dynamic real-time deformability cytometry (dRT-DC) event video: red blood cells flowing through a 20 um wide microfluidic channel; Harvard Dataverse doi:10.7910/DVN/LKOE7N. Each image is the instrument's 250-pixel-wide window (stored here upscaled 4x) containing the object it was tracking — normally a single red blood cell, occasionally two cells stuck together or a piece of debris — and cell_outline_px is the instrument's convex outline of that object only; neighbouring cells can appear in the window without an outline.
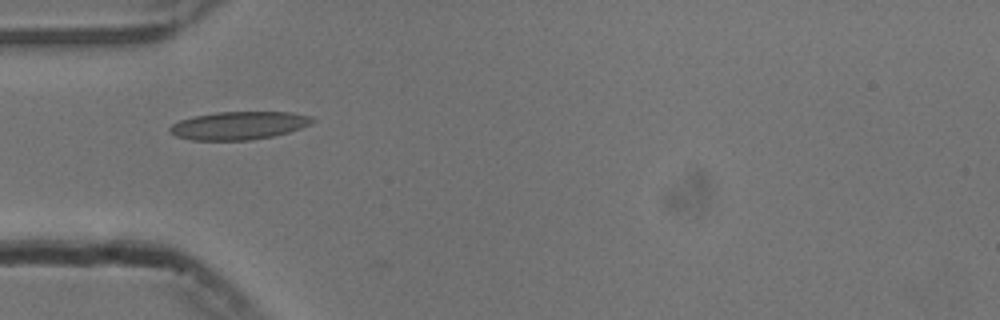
{"species": "common noctule bat (a hibernating species)", "species_latin": "Nyctalus noctula", "temperature_condition": "cold", "stored_images_in_passage": 36, "camera_frame_rate_fps": 3000, "um_per_image_px": 0.085, "animal": {"sex": "male", "body_mass_g": 13.3}, "frame": {"image": 1, "passage_image": 1, "time_ms": 0.0, "image_size_px": [1000, 320], "cell_outline_px": [[316, 120], [312, 124], [288, 132], [272, 136], [252, 140], [192, 140], [176, 136], [168, 132], [168, 128], [172, 124], [180, 120], [196, 116], [216, 112], [292, 112], [312, 116]], "centroid_in_image_um": [20.31, 10.67], "position_along_channel_um": 64.7, "area_um2": 23.35}}
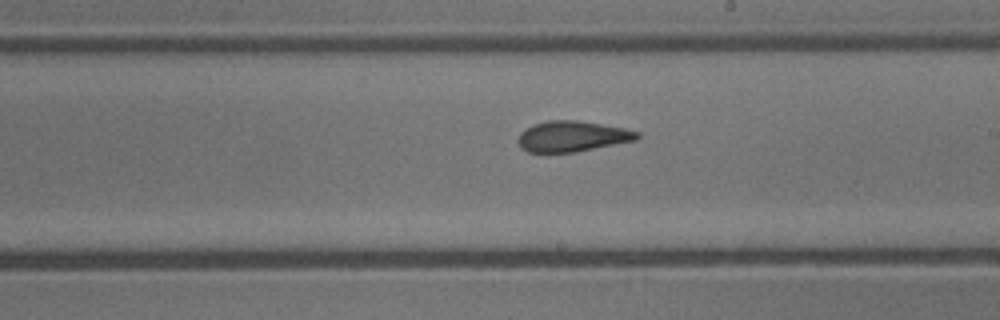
{"frame": {"image": 2, "passage_image": 15, "time_ms": 4.667, "image_size_px": [1000, 320], "cell_outline_px": [[640, 136], [636, 140], [576, 152], [528, 152], [520, 148], [520, 132], [524, 128], [532, 124], [548, 120], [580, 120], [624, 128], [640, 132]], "centroid_in_image_um": [48.65, 11.58], "position_along_channel_um": 240.4, "area_um2": 21.33}}
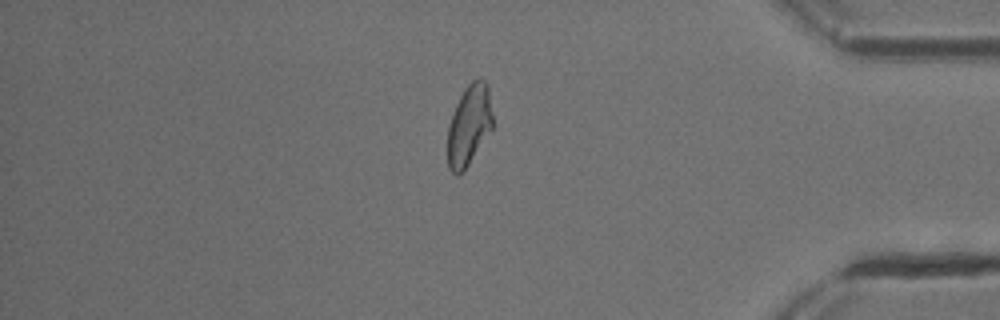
{"frame": {"image": 3, "passage_image": 30, "time_ms": 9.667, "image_size_px": [1000, 320], "cell_outline_px": [[492, 128], [464, 172], [460, 176], [456, 176], [448, 168], [448, 124], [456, 104], [464, 88], [472, 80], [480, 76], [488, 84], [492, 112]], "centroid_in_image_um": [39.87, 10.64], "position_along_channel_um": 395.3, "area_um2": 21.44}, "authors_computed_cell_mechanics": {"area_um2": 21.5016, "velocity_mm_per_s": 3.7583, "shape_relaxation_time_tau1_ms": 6.3569, "shape_relaxation_time_tau2_ms": 2.0964, "deformation_change_tau1": 0.1908, "deformation_change_tau2": 0.0973}}